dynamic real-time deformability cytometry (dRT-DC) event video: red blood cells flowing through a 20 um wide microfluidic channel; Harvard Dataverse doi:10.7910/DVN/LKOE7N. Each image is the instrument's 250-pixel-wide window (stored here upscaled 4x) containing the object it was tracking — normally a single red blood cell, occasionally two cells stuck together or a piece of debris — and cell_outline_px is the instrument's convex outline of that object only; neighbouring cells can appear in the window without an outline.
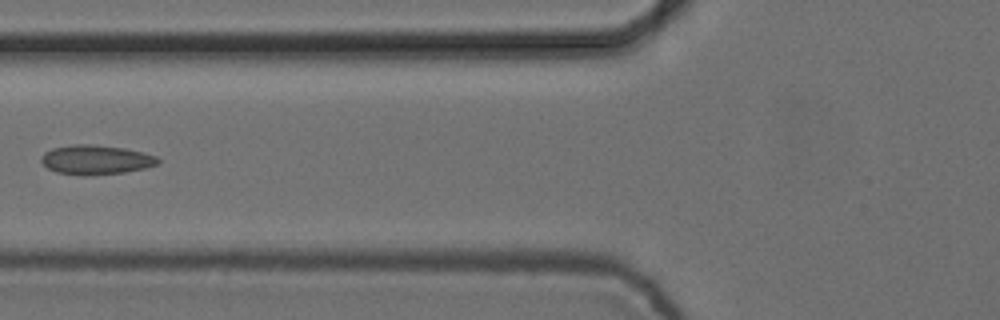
{"species": "common noctule bat (a hibernating species)", "species_latin": "Nyctalus noctula", "temperature_condition": "cold", "stored_images_in_passage": 7, "camera_frame_rate_fps": 3000, "um_per_image_px": 0.085, "animal": {"sex": "female", "body_mass_g": 24.6, "forearm_length_mm": 56.2}, "frame": {"image": 1, "passage_image": 6, "time_ms": 1.667, "image_size_px": [1000, 320], "cell_outline_px": [[160, 164], [144, 168], [124, 172], [92, 176], [80, 176], [56, 172], [48, 168], [40, 160], [40, 156], [44, 152], [52, 148], [72, 144], [92, 144], [124, 148], [144, 152], [156, 156], [160, 160]], "centroid_in_image_um": [8.14, 13.58], "position_along_channel_um": 117.7, "area_um2": 20.35}}
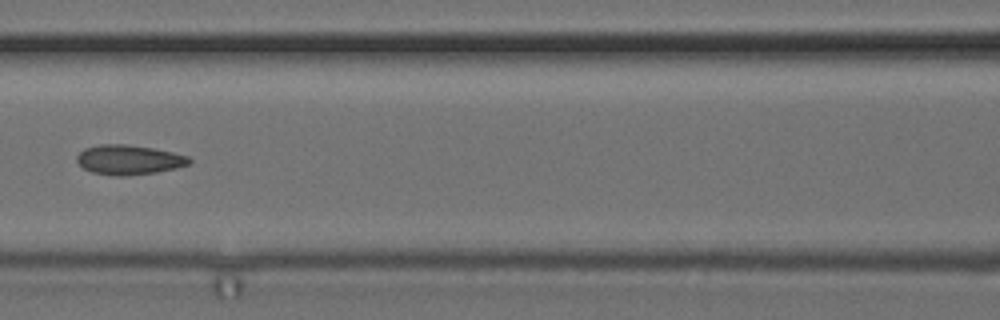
{"frame": {"image": 2, "passage_image": 7, "time_ms": 2.0, "image_size_px": [1000, 320], "cell_outline_px": [[192, 160], [188, 164], [176, 168], [156, 172], [128, 176], [116, 176], [92, 172], [84, 168], [76, 160], [76, 156], [84, 148], [100, 144], [128, 144], [152, 148], [172, 152], [188, 156]], "centroid_in_image_um": [10.94, 13.58], "position_along_channel_um": 155.7, "area_um2": 19.42}}